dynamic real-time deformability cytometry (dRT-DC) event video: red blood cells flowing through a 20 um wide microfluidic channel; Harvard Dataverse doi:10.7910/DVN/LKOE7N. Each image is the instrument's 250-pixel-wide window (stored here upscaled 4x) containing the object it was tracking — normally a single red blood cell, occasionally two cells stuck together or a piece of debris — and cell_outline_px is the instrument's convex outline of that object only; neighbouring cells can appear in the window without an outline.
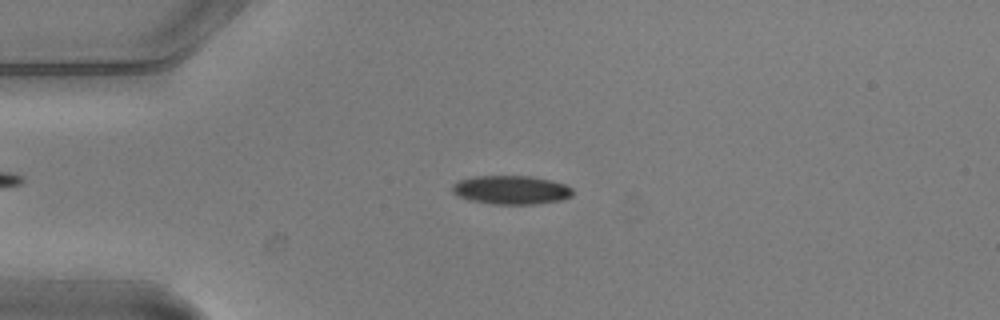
{"species": "common noctule bat (a hibernating species)", "species_latin": "Nyctalus noctula", "temperature_condition": "warm", "stored_images_in_passage": 6, "camera_frame_rate_fps": 3000, "um_per_image_px": 0.085, "animal": {"sex": "male", "body_mass_g": 20.5, "forearm_length_mm": 52.5}, "frame": {"image": 1, "passage_image": 6, "time_ms": 1.667, "image_size_px": [1000, 320], "cell_outline_px": [[572, 196], [560, 200], [536, 204], [492, 204], [468, 200], [456, 196], [452, 192], [452, 184], [460, 180], [476, 176], [532, 176], [564, 184], [572, 188]], "centroid_in_image_um": [43.41, 16.15], "position_along_channel_um": 41.6, "area_um2": 20.17}}